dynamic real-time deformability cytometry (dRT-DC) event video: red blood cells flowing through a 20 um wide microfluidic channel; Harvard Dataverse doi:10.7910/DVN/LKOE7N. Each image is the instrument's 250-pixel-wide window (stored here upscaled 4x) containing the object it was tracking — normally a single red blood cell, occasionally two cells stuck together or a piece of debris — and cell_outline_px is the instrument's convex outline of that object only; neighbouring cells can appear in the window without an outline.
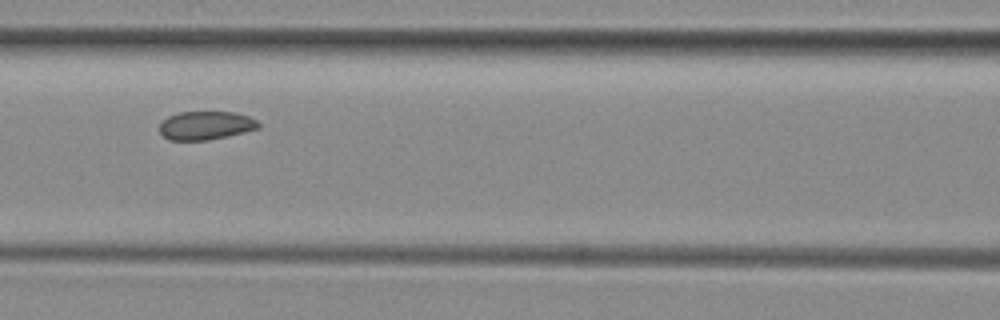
{"species": "common noctule bat (a hibernating species)", "species_latin": "Nyctalus noctula", "temperature_condition": "room temperature", "stored_images_in_passage": 9, "camera_frame_rate_fps": 3000, "um_per_image_px": 0.085, "animal": {"sex": "female", "body_mass_g": 29.2, "forearm_length_mm": 56.3}, "frame": {"image": 1, "passage_image": 7, "time_ms": 7.0, "image_size_px": [1000, 320], "cell_outline_px": [[260, 128], [228, 136], [208, 140], [168, 140], [160, 132], [160, 124], [168, 116], [180, 112], [232, 112], [248, 116], [256, 120], [260, 124]], "centroid_in_image_um": [17.5, 10.67], "position_along_channel_um": 149.1, "area_um2": 16.36}}
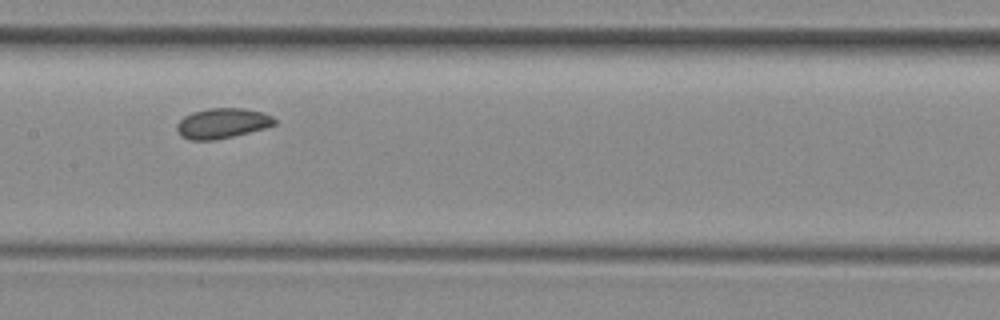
{"frame": {"image": 2, "passage_image": 8, "time_ms": 8.0, "image_size_px": [1000, 320], "cell_outline_px": [[276, 124], [264, 128], [216, 140], [188, 140], [180, 136], [176, 128], [176, 124], [184, 116], [192, 112], [208, 108], [244, 108], [264, 112], [272, 116], [276, 120]], "centroid_in_image_um": [18.87, 10.47], "position_along_channel_um": 188.5, "area_um2": 17.28}}
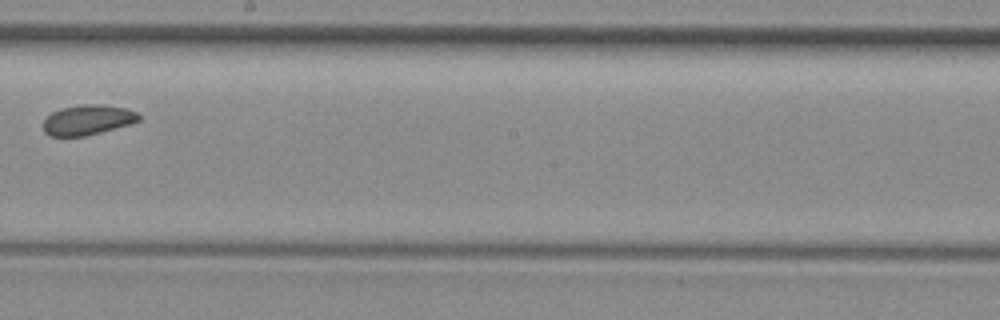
{"frame": {"image": 3, "passage_image": 9, "time_ms": 9.333, "image_size_px": [1000, 320], "cell_outline_px": [[140, 120], [132, 124], [84, 136], [48, 136], [44, 132], [44, 120], [52, 112], [60, 108], [84, 104], [104, 104], [124, 108], [136, 112], [140, 116]], "centroid_in_image_um": [7.45, 10.19], "position_along_channel_um": 240.7, "area_um2": 16.76}}